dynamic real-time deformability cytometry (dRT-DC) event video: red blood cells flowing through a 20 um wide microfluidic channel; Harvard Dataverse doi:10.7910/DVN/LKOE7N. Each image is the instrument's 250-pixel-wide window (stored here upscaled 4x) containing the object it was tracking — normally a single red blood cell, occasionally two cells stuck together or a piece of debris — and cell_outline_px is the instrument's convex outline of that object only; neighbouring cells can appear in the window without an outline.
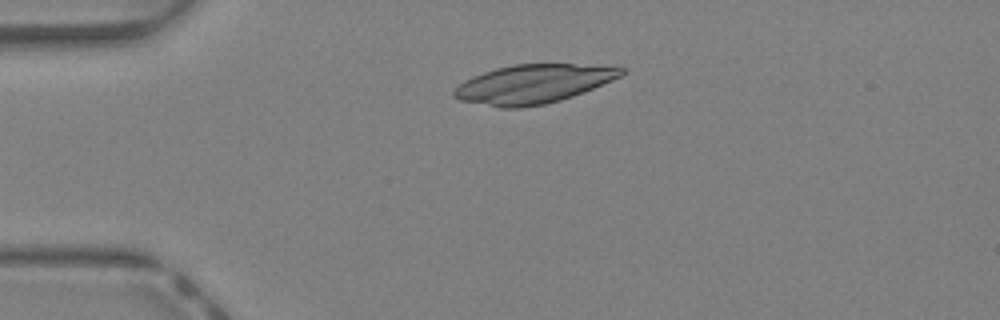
{"species": "Egyptian fruit bat (a non-hibernating species)", "species_latin": "Rousettus aegyptiacus", "temperature_condition": "warm", "stored_images_in_passage": 33, "camera_frame_rate_fps": 3000, "um_per_image_px": 0.085, "animal": {"sex": "female"}, "frame": {"image": 1, "passage_image": 1, "time_ms": 0.0, "image_size_px": [1000, 320], "cell_outline_px": [[624, 72], [620, 76], [612, 80], [584, 92], [560, 100], [544, 104], [520, 108], [500, 108], [460, 100], [452, 96], [452, 92], [464, 80], [472, 76], [496, 68], [512, 64], [572, 64], [624, 68]], "centroid_in_image_um": [45.26, 7.15], "position_along_channel_um": 39.7, "area_um2": 37.57}}